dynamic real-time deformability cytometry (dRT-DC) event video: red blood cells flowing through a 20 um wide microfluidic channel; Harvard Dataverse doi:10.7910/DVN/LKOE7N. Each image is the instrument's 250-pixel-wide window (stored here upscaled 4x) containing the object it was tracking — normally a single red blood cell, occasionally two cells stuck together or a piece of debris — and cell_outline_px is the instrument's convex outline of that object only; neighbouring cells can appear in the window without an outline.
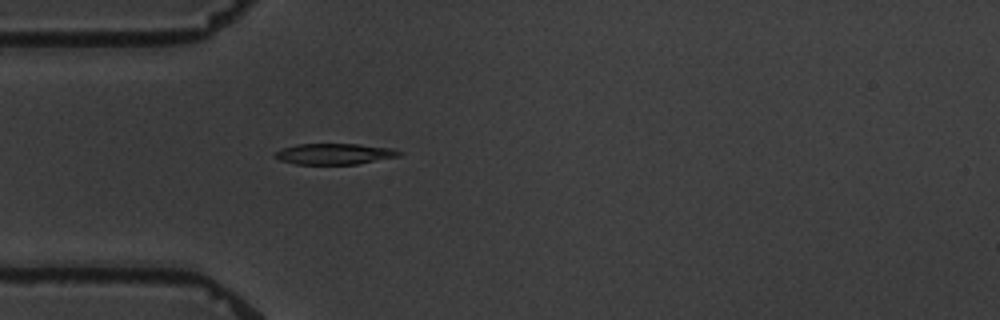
{"species": "common noctule bat (a hibernating species)", "species_latin": "Nyctalus noctula", "temperature_condition": "warm", "stored_images_in_passage": 2, "camera_frame_rate_fps": 3000, "um_per_image_px": 0.085, "animal": {"sex": "male", "body_mass_g": 19.5, "forearm_length_mm": 54.6}, "frame": {"image": 1, "passage_image": 2, "time_ms": 2.0, "image_size_px": [1000, 320], "cell_outline_px": [[404, 152], [400, 156], [356, 164], [296, 164], [280, 160], [272, 156], [272, 152], [296, 144], [360, 144], [392, 148]], "centroid_in_image_um": [28.42, 13.08], "position_along_channel_um": 56.6, "area_um2": 15.26}}